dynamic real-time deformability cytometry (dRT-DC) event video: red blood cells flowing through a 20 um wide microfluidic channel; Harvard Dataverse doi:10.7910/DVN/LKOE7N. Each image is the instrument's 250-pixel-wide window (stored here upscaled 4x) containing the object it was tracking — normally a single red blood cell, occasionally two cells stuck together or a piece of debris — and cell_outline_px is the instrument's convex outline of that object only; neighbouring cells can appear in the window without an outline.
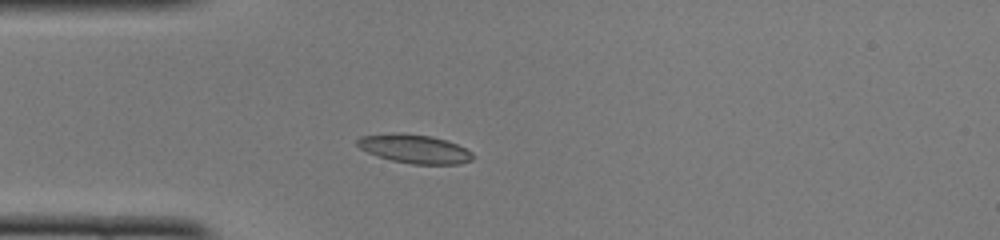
{"species": "common noctule bat (a hibernating species)", "species_latin": "Nyctalus noctula", "temperature_condition": "cold", "stored_images_in_passage": 37, "camera_frame_rate_fps": 3000, "um_per_image_px": 0.085, "animal": {"sex": "female", "body_mass_g": 22.0, "forearm_length_mm": 56.7}, "frame": {"image": 1, "passage_image": 1, "time_ms": 0.0, "image_size_px": [1000, 240], "cell_outline_px": [[476, 156], [472, 160], [460, 164], [412, 164], [392, 160], [368, 152], [360, 148], [356, 144], [356, 140], [360, 136], [392, 132], [400, 132], [432, 136], [456, 144], [472, 152]], "centroid_in_image_um": [35.23, 12.64], "position_along_channel_um": 49.8, "area_um2": 19.42}}
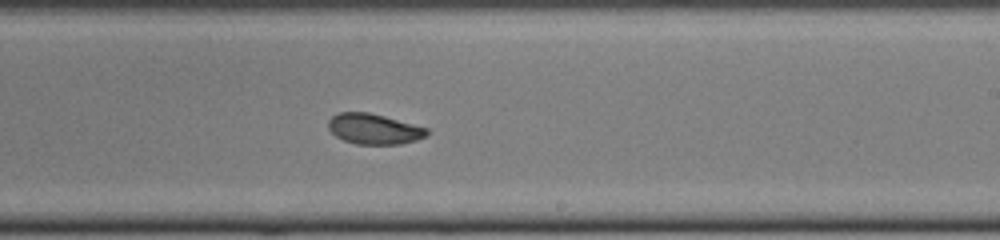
{"frame": {"image": 2, "passage_image": 17, "time_ms": 5.333, "image_size_px": [1000, 240], "cell_outline_px": [[428, 136], [416, 140], [400, 144], [356, 144], [344, 140], [336, 136], [328, 128], [328, 120], [336, 112], [368, 112], [384, 116], [428, 128]], "centroid_in_image_um": [31.78, 10.96], "position_along_channel_um": 257.2, "area_um2": 17.51}}
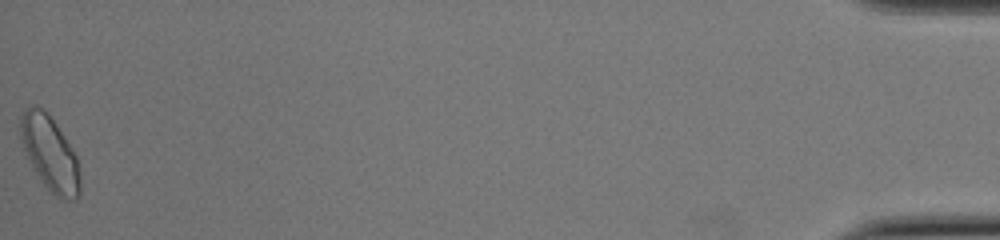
{"frame": {"image": 3, "passage_image": 37, "time_ms": 12.0, "image_size_px": [1000, 240], "cell_outline_px": [[80, 196], [76, 200], [60, 200], [44, 184], [36, 172], [24, 148], [20, 132], [20, 116], [32, 104], [36, 104], [48, 112], [56, 124], [76, 156], [80, 172]], "centroid_in_image_um": [4.27, 13.04], "position_along_channel_um": 430.9, "area_um2": 25.55}, "authors_computed_cell_mechanics": {"area_um2": 18.6116, "velocity_mm_per_s": 4.069, "shape_relaxation_time_tau1_ms": 4.7906, "shape_relaxation_time_tau2_ms": 2.3746, "deformation_change_tau1": 0.1101, "deformation_change_tau2": 0.0602}}